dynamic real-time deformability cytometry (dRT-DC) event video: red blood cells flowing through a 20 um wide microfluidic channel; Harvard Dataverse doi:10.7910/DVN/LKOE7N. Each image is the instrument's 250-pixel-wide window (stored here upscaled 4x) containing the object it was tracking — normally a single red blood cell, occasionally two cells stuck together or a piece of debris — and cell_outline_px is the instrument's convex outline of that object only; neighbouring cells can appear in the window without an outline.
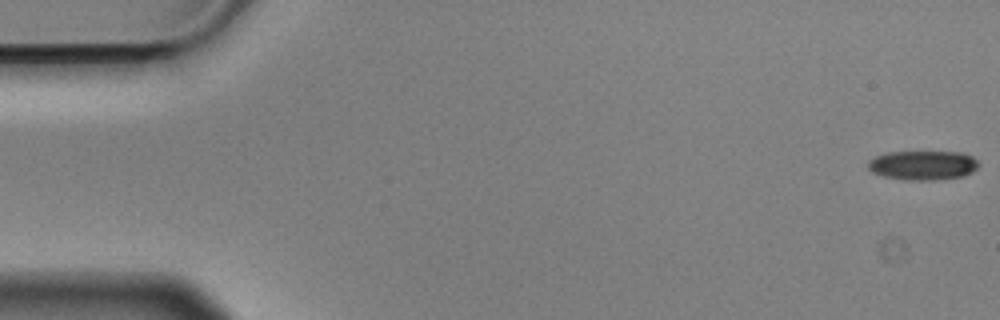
{"species": "Egyptian fruit bat (a non-hibernating species)", "species_latin": "Rousettus aegyptiacus", "temperature_condition": "cold", "stored_images_in_passage": 56, "camera_frame_rate_fps": 3000, "um_per_image_px": 0.085, "animal": {"sex": "male"}, "frame": {"image": 1, "passage_image": 1, "time_ms": 0.0, "image_size_px": [1000, 320], "cell_outline_px": [[980, 164], [972, 172], [964, 176], [932, 180], [904, 180], [884, 176], [872, 172], [868, 168], [868, 160], [876, 156], [888, 152], [960, 152], [972, 156]], "centroid_in_image_um": [78.44, 14.05], "position_along_channel_um": 6.6, "area_um2": 18.9}}
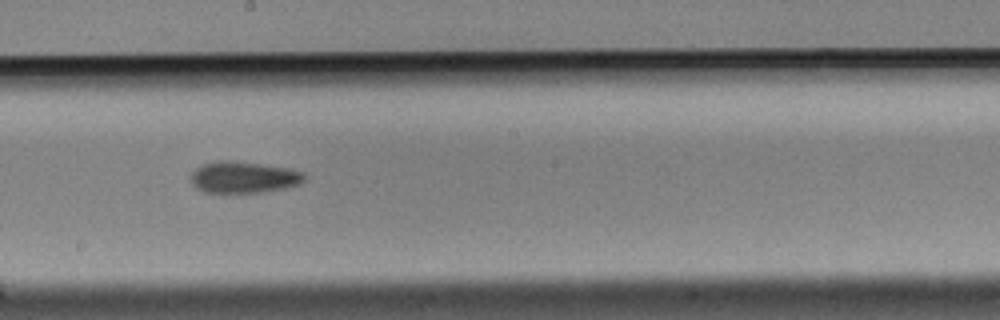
{"frame": {"image": 2, "passage_image": 31, "time_ms": 10.0, "image_size_px": [1000, 320], "cell_outline_px": [[304, 180], [296, 184], [284, 188], [260, 192], [204, 192], [196, 188], [192, 184], [192, 172], [196, 168], [204, 164], [216, 160], [228, 160], [292, 168], [304, 172]], "centroid_in_image_um": [20.7, 15.05], "position_along_channel_um": 227.5, "area_um2": 20.63}}
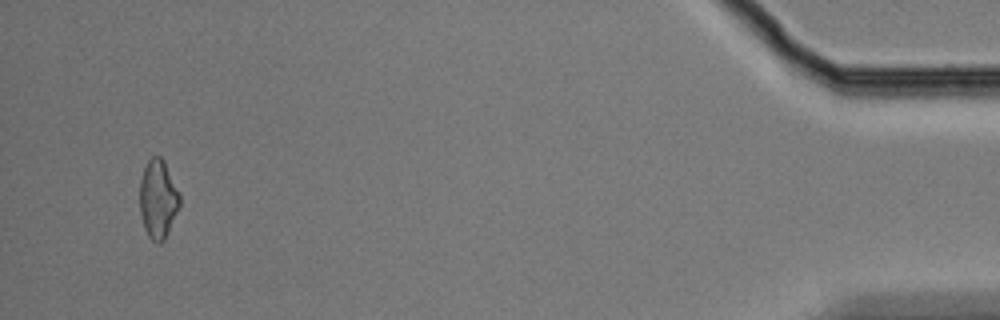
{"frame": {"image": 3, "passage_image": 54, "time_ms": 17.667, "image_size_px": [1000, 320], "cell_outline_px": [[180, 204], [164, 240], [160, 244], [156, 244], [148, 236], [144, 228], [140, 212], [140, 180], [144, 168], [148, 160], [152, 156], [160, 156], [164, 160], [180, 196]], "centroid_in_image_um": [13.42, 16.93], "position_along_channel_um": 421.8, "area_um2": 18.15}, "authors_computed_cell_mechanics": {"area_um2": 19.4786, "velocity_mm_per_s": 3.5824, "shape_relaxation_time_tau1_ms": 5.4901, "shape_relaxation_time_tau2_ms": null, "deformation_change_tau1": 0.1342, "deformation_change_tau2": null}}